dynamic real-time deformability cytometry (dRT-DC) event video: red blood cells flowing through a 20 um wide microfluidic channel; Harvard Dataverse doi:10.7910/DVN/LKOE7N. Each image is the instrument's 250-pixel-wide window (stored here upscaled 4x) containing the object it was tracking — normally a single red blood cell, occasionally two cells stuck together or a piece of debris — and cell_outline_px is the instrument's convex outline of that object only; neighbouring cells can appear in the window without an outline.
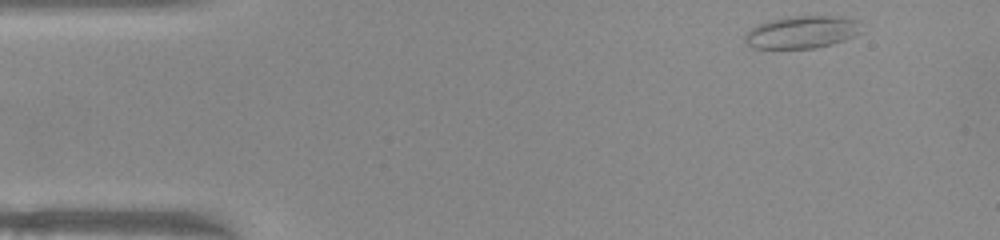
{"species": "common noctule bat (a hibernating species)", "species_latin": "Nyctalus noctula", "temperature_condition": "warm", "stored_images_in_passage": 47, "camera_frame_rate_fps": 3000, "um_per_image_px": 0.085, "animal": {"sex": "female", "body_mass_g": 22.0, "forearm_length_mm": 56.7}, "frame": {"image": 1, "passage_image": 1, "time_ms": 0.0, "image_size_px": [1000, 240], "cell_outline_px": [[864, 32], [844, 40], [832, 44], [816, 48], [752, 48], [744, 40], [744, 36], [752, 28], [768, 20], [784, 16], [840, 16], [856, 20]], "centroid_in_image_um": [68.18, 2.72], "position_along_channel_um": 16.8, "area_um2": 22.14}}
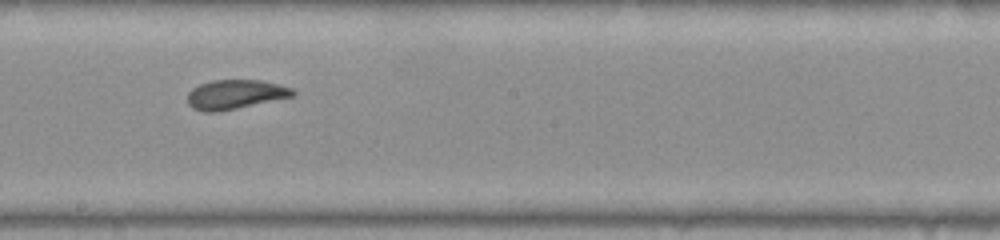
{"frame": {"image": 2, "passage_image": 24, "time_ms": 7.667, "image_size_px": [1000, 240], "cell_outline_px": [[296, 96], [220, 112], [204, 112], [192, 108], [188, 104], [188, 92], [192, 88], [200, 84], [212, 80], [260, 80], [292, 88], [296, 92]], "centroid_in_image_um": [20.0, 8.04], "position_along_channel_um": 228.2, "area_um2": 18.21}}
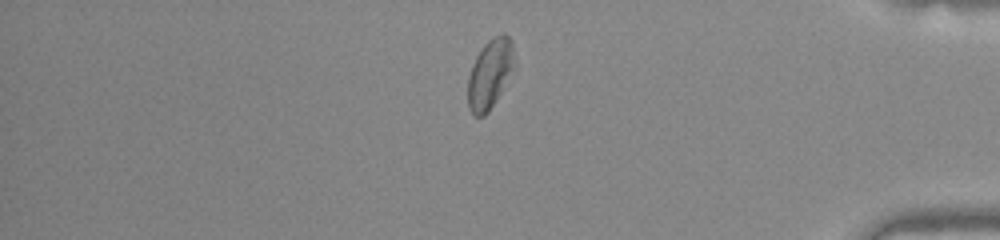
{"frame": {"image": 3, "passage_image": 39, "time_ms": 12.667, "image_size_px": [1000, 240], "cell_outline_px": [[512, 60], [508, 72], [500, 92], [488, 112], [484, 116], [476, 116], [468, 108], [468, 76], [472, 64], [476, 56], [484, 44], [492, 36], [500, 32], [504, 32], [512, 40]], "centroid_in_image_um": [41.57, 6.23], "position_along_channel_um": 393.6, "area_um2": 18.03}, "authors_computed_cell_mechanics": {"area_um2": 19.0162, "velocity_mm_per_s": 3.9516, "shape_relaxation_time_tau1_ms": 3.9789, "shape_relaxation_time_tau2_ms": 2.0455, "deformation_change_tau1": 0.1163, "deformation_change_tau2": 0.0844}}